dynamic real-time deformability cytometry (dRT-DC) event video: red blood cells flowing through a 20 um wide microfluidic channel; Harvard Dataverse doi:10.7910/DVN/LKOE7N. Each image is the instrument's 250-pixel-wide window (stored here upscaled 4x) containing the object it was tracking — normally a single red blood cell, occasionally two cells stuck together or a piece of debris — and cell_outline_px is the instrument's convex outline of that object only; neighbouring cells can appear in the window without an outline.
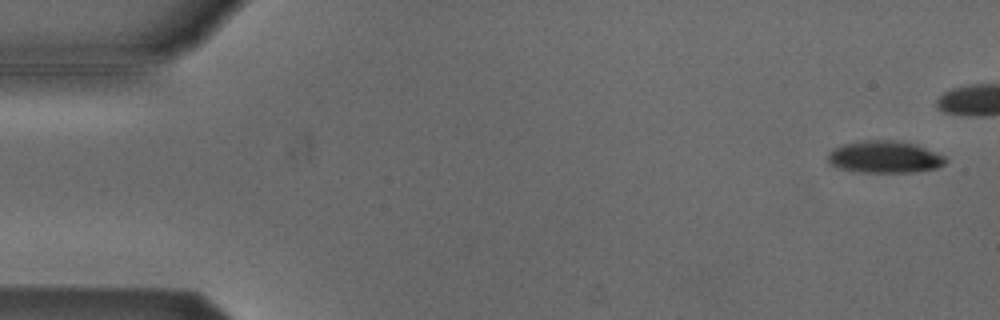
{"species": "Egyptian fruit bat (a non-hibernating species)", "species_latin": "Rousettus aegyptiacus", "temperature_condition": "cold", "stored_images_in_passage": 7, "camera_frame_rate_fps": 3000, "um_per_image_px": 0.085, "animal": {"sex": "male"}, "frame": {"image": 1, "passage_image": 2, "time_ms": 0.333, "image_size_px": [1000, 320], "cell_outline_px": [[948, 160], [940, 168], [912, 172], [860, 172], [836, 168], [828, 164], [828, 152], [832, 148], [844, 144], [864, 140], [892, 140], [916, 144], [944, 156]], "centroid_in_image_um": [75.16, 13.35], "position_along_channel_um": 9.8, "area_um2": 22.2}}